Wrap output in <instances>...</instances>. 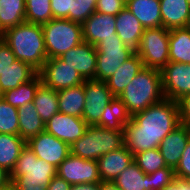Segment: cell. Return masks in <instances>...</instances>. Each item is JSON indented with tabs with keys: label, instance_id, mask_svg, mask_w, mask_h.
<instances>
[{
	"label": "cell",
	"instance_id": "1",
	"mask_svg": "<svg viewBox=\"0 0 190 190\" xmlns=\"http://www.w3.org/2000/svg\"><path fill=\"white\" fill-rule=\"evenodd\" d=\"M179 125L178 102L164 98L131 117L124 128V146L133 155L158 148L160 142Z\"/></svg>",
	"mask_w": 190,
	"mask_h": 190
},
{
	"label": "cell",
	"instance_id": "2",
	"mask_svg": "<svg viewBox=\"0 0 190 190\" xmlns=\"http://www.w3.org/2000/svg\"><path fill=\"white\" fill-rule=\"evenodd\" d=\"M1 39L11 48L16 59L28 63L39 71L48 59L45 48L42 26L30 22H23L8 28Z\"/></svg>",
	"mask_w": 190,
	"mask_h": 190
},
{
	"label": "cell",
	"instance_id": "3",
	"mask_svg": "<svg viewBox=\"0 0 190 190\" xmlns=\"http://www.w3.org/2000/svg\"><path fill=\"white\" fill-rule=\"evenodd\" d=\"M118 98L127 107L131 117L147 109L150 105L162 101L165 97L162 89L161 71L144 67Z\"/></svg>",
	"mask_w": 190,
	"mask_h": 190
},
{
	"label": "cell",
	"instance_id": "4",
	"mask_svg": "<svg viewBox=\"0 0 190 190\" xmlns=\"http://www.w3.org/2000/svg\"><path fill=\"white\" fill-rule=\"evenodd\" d=\"M56 175V167L37 158L25 145L10 173V179L17 190H46Z\"/></svg>",
	"mask_w": 190,
	"mask_h": 190
},
{
	"label": "cell",
	"instance_id": "5",
	"mask_svg": "<svg viewBox=\"0 0 190 190\" xmlns=\"http://www.w3.org/2000/svg\"><path fill=\"white\" fill-rule=\"evenodd\" d=\"M124 130H110L97 125L88 126L86 132L71 146V154L97 161L101 156L124 146Z\"/></svg>",
	"mask_w": 190,
	"mask_h": 190
},
{
	"label": "cell",
	"instance_id": "6",
	"mask_svg": "<svg viewBox=\"0 0 190 190\" xmlns=\"http://www.w3.org/2000/svg\"><path fill=\"white\" fill-rule=\"evenodd\" d=\"M42 26L47 58H59L83 42L82 26L69 19H51Z\"/></svg>",
	"mask_w": 190,
	"mask_h": 190
},
{
	"label": "cell",
	"instance_id": "7",
	"mask_svg": "<svg viewBox=\"0 0 190 190\" xmlns=\"http://www.w3.org/2000/svg\"><path fill=\"white\" fill-rule=\"evenodd\" d=\"M169 32L162 27L145 28L135 53L144 67L161 70L169 62Z\"/></svg>",
	"mask_w": 190,
	"mask_h": 190
},
{
	"label": "cell",
	"instance_id": "8",
	"mask_svg": "<svg viewBox=\"0 0 190 190\" xmlns=\"http://www.w3.org/2000/svg\"><path fill=\"white\" fill-rule=\"evenodd\" d=\"M85 104L83 119L89 126L97 125L105 107L114 99V95L105 81L95 79L84 81Z\"/></svg>",
	"mask_w": 190,
	"mask_h": 190
},
{
	"label": "cell",
	"instance_id": "9",
	"mask_svg": "<svg viewBox=\"0 0 190 190\" xmlns=\"http://www.w3.org/2000/svg\"><path fill=\"white\" fill-rule=\"evenodd\" d=\"M42 83L55 91L84 83L85 79L60 58L47 59L38 71Z\"/></svg>",
	"mask_w": 190,
	"mask_h": 190
},
{
	"label": "cell",
	"instance_id": "10",
	"mask_svg": "<svg viewBox=\"0 0 190 190\" xmlns=\"http://www.w3.org/2000/svg\"><path fill=\"white\" fill-rule=\"evenodd\" d=\"M160 71L165 98L178 102L190 94V63L169 61Z\"/></svg>",
	"mask_w": 190,
	"mask_h": 190
},
{
	"label": "cell",
	"instance_id": "11",
	"mask_svg": "<svg viewBox=\"0 0 190 190\" xmlns=\"http://www.w3.org/2000/svg\"><path fill=\"white\" fill-rule=\"evenodd\" d=\"M57 175L70 185L100 183L98 163L70 154L57 168Z\"/></svg>",
	"mask_w": 190,
	"mask_h": 190
},
{
	"label": "cell",
	"instance_id": "12",
	"mask_svg": "<svg viewBox=\"0 0 190 190\" xmlns=\"http://www.w3.org/2000/svg\"><path fill=\"white\" fill-rule=\"evenodd\" d=\"M26 145L37 158L56 168L71 154L70 145L46 131L30 138Z\"/></svg>",
	"mask_w": 190,
	"mask_h": 190
},
{
	"label": "cell",
	"instance_id": "13",
	"mask_svg": "<svg viewBox=\"0 0 190 190\" xmlns=\"http://www.w3.org/2000/svg\"><path fill=\"white\" fill-rule=\"evenodd\" d=\"M88 126L83 118L57 112L45 124V131L71 146L83 136Z\"/></svg>",
	"mask_w": 190,
	"mask_h": 190
},
{
	"label": "cell",
	"instance_id": "14",
	"mask_svg": "<svg viewBox=\"0 0 190 190\" xmlns=\"http://www.w3.org/2000/svg\"><path fill=\"white\" fill-rule=\"evenodd\" d=\"M85 79L96 80L97 51L94 45L82 42L59 57Z\"/></svg>",
	"mask_w": 190,
	"mask_h": 190
},
{
	"label": "cell",
	"instance_id": "15",
	"mask_svg": "<svg viewBox=\"0 0 190 190\" xmlns=\"http://www.w3.org/2000/svg\"><path fill=\"white\" fill-rule=\"evenodd\" d=\"M81 26L83 41L94 46L105 39L119 38L114 15L95 11Z\"/></svg>",
	"mask_w": 190,
	"mask_h": 190
},
{
	"label": "cell",
	"instance_id": "16",
	"mask_svg": "<svg viewBox=\"0 0 190 190\" xmlns=\"http://www.w3.org/2000/svg\"><path fill=\"white\" fill-rule=\"evenodd\" d=\"M189 139L190 128L180 124L160 142L158 149L167 166L176 168Z\"/></svg>",
	"mask_w": 190,
	"mask_h": 190
},
{
	"label": "cell",
	"instance_id": "17",
	"mask_svg": "<svg viewBox=\"0 0 190 190\" xmlns=\"http://www.w3.org/2000/svg\"><path fill=\"white\" fill-rule=\"evenodd\" d=\"M134 162V155L125 146L101 156L98 160V169L101 181H113L130 164Z\"/></svg>",
	"mask_w": 190,
	"mask_h": 190
},
{
	"label": "cell",
	"instance_id": "18",
	"mask_svg": "<svg viewBox=\"0 0 190 190\" xmlns=\"http://www.w3.org/2000/svg\"><path fill=\"white\" fill-rule=\"evenodd\" d=\"M144 68L142 59L134 53L130 58L121 64L114 75L105 82L111 93L119 97L132 79Z\"/></svg>",
	"mask_w": 190,
	"mask_h": 190
},
{
	"label": "cell",
	"instance_id": "19",
	"mask_svg": "<svg viewBox=\"0 0 190 190\" xmlns=\"http://www.w3.org/2000/svg\"><path fill=\"white\" fill-rule=\"evenodd\" d=\"M115 19L118 37L126 46L136 50L144 31L140 21L126 7L115 16Z\"/></svg>",
	"mask_w": 190,
	"mask_h": 190
},
{
	"label": "cell",
	"instance_id": "20",
	"mask_svg": "<svg viewBox=\"0 0 190 190\" xmlns=\"http://www.w3.org/2000/svg\"><path fill=\"white\" fill-rule=\"evenodd\" d=\"M126 8L145 28L162 27L161 6L159 0H130Z\"/></svg>",
	"mask_w": 190,
	"mask_h": 190
},
{
	"label": "cell",
	"instance_id": "21",
	"mask_svg": "<svg viewBox=\"0 0 190 190\" xmlns=\"http://www.w3.org/2000/svg\"><path fill=\"white\" fill-rule=\"evenodd\" d=\"M162 26L167 29L186 27L190 16V4L187 0H159Z\"/></svg>",
	"mask_w": 190,
	"mask_h": 190
},
{
	"label": "cell",
	"instance_id": "22",
	"mask_svg": "<svg viewBox=\"0 0 190 190\" xmlns=\"http://www.w3.org/2000/svg\"><path fill=\"white\" fill-rule=\"evenodd\" d=\"M38 71L28 63L15 60L12 65L0 75V95L9 89H15L23 83L32 80Z\"/></svg>",
	"mask_w": 190,
	"mask_h": 190
},
{
	"label": "cell",
	"instance_id": "23",
	"mask_svg": "<svg viewBox=\"0 0 190 190\" xmlns=\"http://www.w3.org/2000/svg\"><path fill=\"white\" fill-rule=\"evenodd\" d=\"M59 112L74 117H83L85 104L84 83L57 91Z\"/></svg>",
	"mask_w": 190,
	"mask_h": 190
},
{
	"label": "cell",
	"instance_id": "24",
	"mask_svg": "<svg viewBox=\"0 0 190 190\" xmlns=\"http://www.w3.org/2000/svg\"><path fill=\"white\" fill-rule=\"evenodd\" d=\"M19 136L26 142L45 131V123L39 116L33 102L18 108Z\"/></svg>",
	"mask_w": 190,
	"mask_h": 190
},
{
	"label": "cell",
	"instance_id": "25",
	"mask_svg": "<svg viewBox=\"0 0 190 190\" xmlns=\"http://www.w3.org/2000/svg\"><path fill=\"white\" fill-rule=\"evenodd\" d=\"M25 145L19 135L0 133V167L11 173Z\"/></svg>",
	"mask_w": 190,
	"mask_h": 190
},
{
	"label": "cell",
	"instance_id": "26",
	"mask_svg": "<svg viewBox=\"0 0 190 190\" xmlns=\"http://www.w3.org/2000/svg\"><path fill=\"white\" fill-rule=\"evenodd\" d=\"M169 61L190 63V31L186 27L170 29Z\"/></svg>",
	"mask_w": 190,
	"mask_h": 190
},
{
	"label": "cell",
	"instance_id": "27",
	"mask_svg": "<svg viewBox=\"0 0 190 190\" xmlns=\"http://www.w3.org/2000/svg\"><path fill=\"white\" fill-rule=\"evenodd\" d=\"M130 120L131 115L128 113L127 107L118 97H114L105 107L97 126L110 130H124Z\"/></svg>",
	"mask_w": 190,
	"mask_h": 190
},
{
	"label": "cell",
	"instance_id": "28",
	"mask_svg": "<svg viewBox=\"0 0 190 190\" xmlns=\"http://www.w3.org/2000/svg\"><path fill=\"white\" fill-rule=\"evenodd\" d=\"M25 0H0V34L25 22Z\"/></svg>",
	"mask_w": 190,
	"mask_h": 190
},
{
	"label": "cell",
	"instance_id": "29",
	"mask_svg": "<svg viewBox=\"0 0 190 190\" xmlns=\"http://www.w3.org/2000/svg\"><path fill=\"white\" fill-rule=\"evenodd\" d=\"M33 104L46 124L54 114L59 112L57 91L41 83L36 90Z\"/></svg>",
	"mask_w": 190,
	"mask_h": 190
},
{
	"label": "cell",
	"instance_id": "30",
	"mask_svg": "<svg viewBox=\"0 0 190 190\" xmlns=\"http://www.w3.org/2000/svg\"><path fill=\"white\" fill-rule=\"evenodd\" d=\"M114 183L120 190H150L149 175L145 174L135 162L121 172Z\"/></svg>",
	"mask_w": 190,
	"mask_h": 190
},
{
	"label": "cell",
	"instance_id": "31",
	"mask_svg": "<svg viewBox=\"0 0 190 190\" xmlns=\"http://www.w3.org/2000/svg\"><path fill=\"white\" fill-rule=\"evenodd\" d=\"M41 83L42 80L39 74H37L32 80L21 84L15 89H9L0 96L11 106L19 108L29 102H33L36 90Z\"/></svg>",
	"mask_w": 190,
	"mask_h": 190
},
{
	"label": "cell",
	"instance_id": "32",
	"mask_svg": "<svg viewBox=\"0 0 190 190\" xmlns=\"http://www.w3.org/2000/svg\"><path fill=\"white\" fill-rule=\"evenodd\" d=\"M25 21L43 25L53 19L51 0H25Z\"/></svg>",
	"mask_w": 190,
	"mask_h": 190
},
{
	"label": "cell",
	"instance_id": "33",
	"mask_svg": "<svg viewBox=\"0 0 190 190\" xmlns=\"http://www.w3.org/2000/svg\"><path fill=\"white\" fill-rule=\"evenodd\" d=\"M132 55H104L97 51L96 80L106 81Z\"/></svg>",
	"mask_w": 190,
	"mask_h": 190
},
{
	"label": "cell",
	"instance_id": "34",
	"mask_svg": "<svg viewBox=\"0 0 190 190\" xmlns=\"http://www.w3.org/2000/svg\"><path fill=\"white\" fill-rule=\"evenodd\" d=\"M0 133L19 135L18 108L11 106L0 96Z\"/></svg>",
	"mask_w": 190,
	"mask_h": 190
},
{
	"label": "cell",
	"instance_id": "35",
	"mask_svg": "<svg viewBox=\"0 0 190 190\" xmlns=\"http://www.w3.org/2000/svg\"><path fill=\"white\" fill-rule=\"evenodd\" d=\"M134 162L145 174H150L160 168L167 167L166 162L158 148L135 154Z\"/></svg>",
	"mask_w": 190,
	"mask_h": 190
},
{
	"label": "cell",
	"instance_id": "36",
	"mask_svg": "<svg viewBox=\"0 0 190 190\" xmlns=\"http://www.w3.org/2000/svg\"><path fill=\"white\" fill-rule=\"evenodd\" d=\"M96 51L107 55H133L135 50L126 46L120 38H109L99 42L96 46Z\"/></svg>",
	"mask_w": 190,
	"mask_h": 190
},
{
	"label": "cell",
	"instance_id": "37",
	"mask_svg": "<svg viewBox=\"0 0 190 190\" xmlns=\"http://www.w3.org/2000/svg\"><path fill=\"white\" fill-rule=\"evenodd\" d=\"M150 190H162L165 186L171 184L175 179V171L172 167L167 166L148 174Z\"/></svg>",
	"mask_w": 190,
	"mask_h": 190
},
{
	"label": "cell",
	"instance_id": "38",
	"mask_svg": "<svg viewBox=\"0 0 190 190\" xmlns=\"http://www.w3.org/2000/svg\"><path fill=\"white\" fill-rule=\"evenodd\" d=\"M97 0H75L72 6V21L82 24L96 11Z\"/></svg>",
	"mask_w": 190,
	"mask_h": 190
},
{
	"label": "cell",
	"instance_id": "39",
	"mask_svg": "<svg viewBox=\"0 0 190 190\" xmlns=\"http://www.w3.org/2000/svg\"><path fill=\"white\" fill-rule=\"evenodd\" d=\"M75 0H51L54 19H69L72 21V6Z\"/></svg>",
	"mask_w": 190,
	"mask_h": 190
},
{
	"label": "cell",
	"instance_id": "40",
	"mask_svg": "<svg viewBox=\"0 0 190 190\" xmlns=\"http://www.w3.org/2000/svg\"><path fill=\"white\" fill-rule=\"evenodd\" d=\"M126 3L123 0H97L96 12L117 16L124 8Z\"/></svg>",
	"mask_w": 190,
	"mask_h": 190
},
{
	"label": "cell",
	"instance_id": "41",
	"mask_svg": "<svg viewBox=\"0 0 190 190\" xmlns=\"http://www.w3.org/2000/svg\"><path fill=\"white\" fill-rule=\"evenodd\" d=\"M174 171L177 179L183 180L190 176V139L185 150L182 152L181 159Z\"/></svg>",
	"mask_w": 190,
	"mask_h": 190
},
{
	"label": "cell",
	"instance_id": "42",
	"mask_svg": "<svg viewBox=\"0 0 190 190\" xmlns=\"http://www.w3.org/2000/svg\"><path fill=\"white\" fill-rule=\"evenodd\" d=\"M16 56L0 37V75L15 62Z\"/></svg>",
	"mask_w": 190,
	"mask_h": 190
},
{
	"label": "cell",
	"instance_id": "43",
	"mask_svg": "<svg viewBox=\"0 0 190 190\" xmlns=\"http://www.w3.org/2000/svg\"><path fill=\"white\" fill-rule=\"evenodd\" d=\"M180 124L190 128V94L178 101Z\"/></svg>",
	"mask_w": 190,
	"mask_h": 190
},
{
	"label": "cell",
	"instance_id": "44",
	"mask_svg": "<svg viewBox=\"0 0 190 190\" xmlns=\"http://www.w3.org/2000/svg\"><path fill=\"white\" fill-rule=\"evenodd\" d=\"M71 185L58 175L54 176L46 190H70Z\"/></svg>",
	"mask_w": 190,
	"mask_h": 190
},
{
	"label": "cell",
	"instance_id": "45",
	"mask_svg": "<svg viewBox=\"0 0 190 190\" xmlns=\"http://www.w3.org/2000/svg\"><path fill=\"white\" fill-rule=\"evenodd\" d=\"M70 190H99V183L74 184Z\"/></svg>",
	"mask_w": 190,
	"mask_h": 190
},
{
	"label": "cell",
	"instance_id": "46",
	"mask_svg": "<svg viewBox=\"0 0 190 190\" xmlns=\"http://www.w3.org/2000/svg\"><path fill=\"white\" fill-rule=\"evenodd\" d=\"M11 182L10 173L0 167V189Z\"/></svg>",
	"mask_w": 190,
	"mask_h": 190
},
{
	"label": "cell",
	"instance_id": "47",
	"mask_svg": "<svg viewBox=\"0 0 190 190\" xmlns=\"http://www.w3.org/2000/svg\"><path fill=\"white\" fill-rule=\"evenodd\" d=\"M99 190H120L113 181H101Z\"/></svg>",
	"mask_w": 190,
	"mask_h": 190
},
{
	"label": "cell",
	"instance_id": "48",
	"mask_svg": "<svg viewBox=\"0 0 190 190\" xmlns=\"http://www.w3.org/2000/svg\"><path fill=\"white\" fill-rule=\"evenodd\" d=\"M162 190H180V179H175L171 184L165 186Z\"/></svg>",
	"mask_w": 190,
	"mask_h": 190
},
{
	"label": "cell",
	"instance_id": "49",
	"mask_svg": "<svg viewBox=\"0 0 190 190\" xmlns=\"http://www.w3.org/2000/svg\"><path fill=\"white\" fill-rule=\"evenodd\" d=\"M180 190H190V186L184 180L180 179Z\"/></svg>",
	"mask_w": 190,
	"mask_h": 190
},
{
	"label": "cell",
	"instance_id": "50",
	"mask_svg": "<svg viewBox=\"0 0 190 190\" xmlns=\"http://www.w3.org/2000/svg\"><path fill=\"white\" fill-rule=\"evenodd\" d=\"M0 190H17L16 187L10 182L8 185L2 187Z\"/></svg>",
	"mask_w": 190,
	"mask_h": 190
},
{
	"label": "cell",
	"instance_id": "51",
	"mask_svg": "<svg viewBox=\"0 0 190 190\" xmlns=\"http://www.w3.org/2000/svg\"><path fill=\"white\" fill-rule=\"evenodd\" d=\"M183 180L187 183L188 186H190V176L184 178Z\"/></svg>",
	"mask_w": 190,
	"mask_h": 190
},
{
	"label": "cell",
	"instance_id": "52",
	"mask_svg": "<svg viewBox=\"0 0 190 190\" xmlns=\"http://www.w3.org/2000/svg\"><path fill=\"white\" fill-rule=\"evenodd\" d=\"M186 28L190 31V16L188 18V22L186 24Z\"/></svg>",
	"mask_w": 190,
	"mask_h": 190
}]
</instances>
